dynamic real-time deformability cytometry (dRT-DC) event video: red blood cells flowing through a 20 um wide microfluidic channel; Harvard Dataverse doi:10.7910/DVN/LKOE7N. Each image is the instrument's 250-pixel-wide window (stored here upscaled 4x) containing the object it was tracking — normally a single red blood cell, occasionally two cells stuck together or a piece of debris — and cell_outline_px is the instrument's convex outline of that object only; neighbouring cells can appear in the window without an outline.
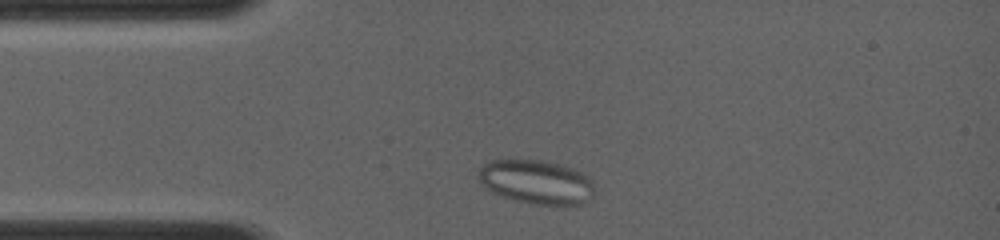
{"species": "common noctule bat (a hibernating species)", "species_latin": "Nyctalus noctula", "temperature_condition": "room temperature", "stored_images_in_passage": 43, "camera_frame_rate_fps": 4000, "um_per_image_px": 0.085, "animal": {"sex": "female", "body_mass_g": 19.0, "forearm_length_mm": 56.7}, "frame": {"image": 1, "passage_image": 3, "time_ms": 0.5, "image_size_px": [1000, 240], "cell_outline_px": [[592, 196], [588, 200], [580, 204], [536, 204], [512, 200], [492, 192], [484, 188], [480, 184], [476, 176], [480, 168], [488, 160], [512, 156], [540, 160], [560, 164], [572, 168], [588, 176], [592, 184]], "centroid_in_image_um": [45.47, 15.41], "position_along_channel_um": 39.5, "area_um2": 30.46}}
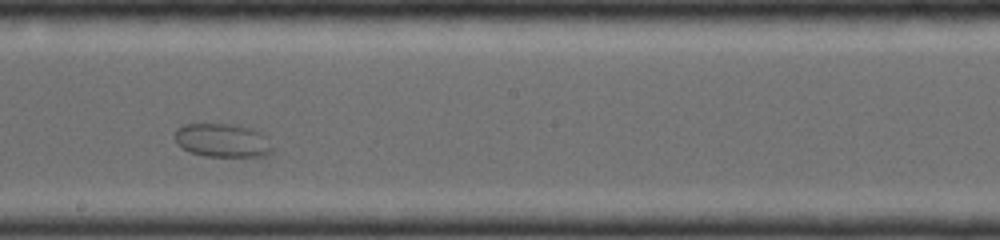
{"frame": {"image": 2, "passage_image": 23, "time_ms": 5.5, "image_size_px": [1000, 240], "cell_outline_px": [[272, 152], [264, 156], [204, 156], [188, 152], [180, 148], [176, 144], [176, 128], [184, 124], [232, 124], [248, 128], [260, 132], [268, 136], [272, 148]], "centroid_in_image_um": [18.89, 11.94], "position_along_channel_um": 229.3, "area_um2": 19.25}}
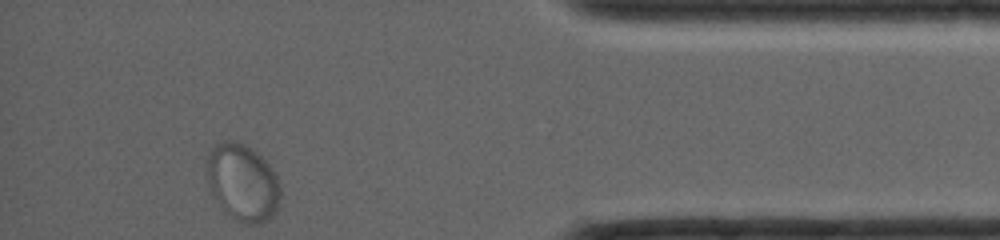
{"frame": {"image": 3, "passage_image": 43, "time_ms": 10.5, "image_size_px": [1000, 240], "cell_outline_px": [[280, 200], [276, 212], [268, 220], [260, 224], [244, 224], [224, 212], [216, 200], [212, 192], [208, 180], [208, 156], [212, 148], [220, 140], [232, 140], [244, 144], [256, 152], [276, 172], [280, 188]], "centroid_in_image_um": [20.65, 15.53], "position_along_channel_um": 414.5, "area_um2": 33.0}}